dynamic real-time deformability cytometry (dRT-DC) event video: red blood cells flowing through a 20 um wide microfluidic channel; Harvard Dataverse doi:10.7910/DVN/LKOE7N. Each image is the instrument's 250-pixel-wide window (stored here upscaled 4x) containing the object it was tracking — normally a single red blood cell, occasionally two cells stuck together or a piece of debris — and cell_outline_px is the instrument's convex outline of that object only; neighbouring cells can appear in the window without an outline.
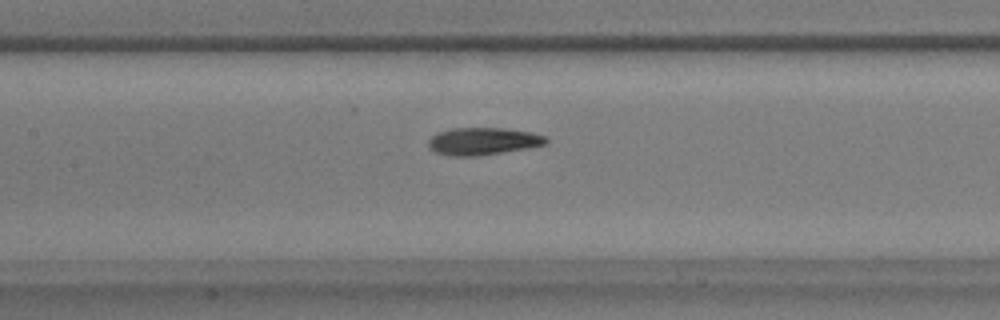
{"species": "common noctule bat (a hibernating species)", "species_latin": "Nyctalus noctula", "temperature_condition": "warm", "stored_images_in_passage": 37, "camera_frame_rate_fps": 3000, "um_per_image_px": 0.085, "animal": {"sex": "male", "body_mass_g": 17.9}, "frame": {"image": 1, "passage_image": 9, "time_ms": 2.667, "image_size_px": [1000, 320], "cell_outline_px": [[548, 144], [476, 156], [452, 156], [436, 152], [428, 148], [428, 140], [436, 132], [452, 128], [504, 128], [528, 132], [544, 136], [548, 140]], "centroid_in_image_um": [40.99, 12.0], "position_along_channel_um": 166.4, "area_um2": 18.55}}
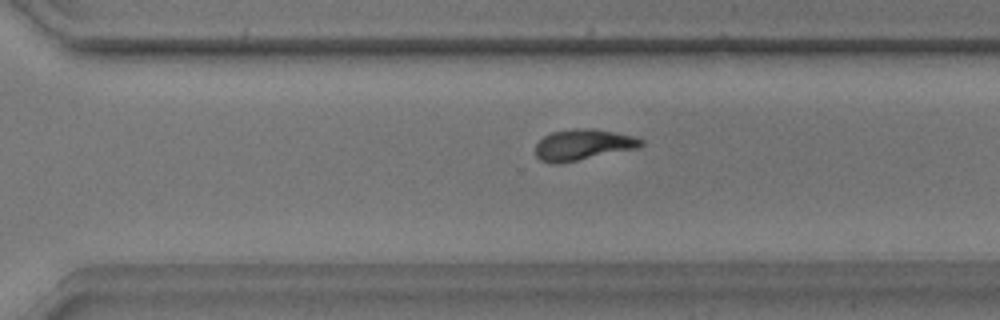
{"frame": {"image": 2, "passage_image": 21, "time_ms": 6.667, "image_size_px": [1000, 320], "cell_outline_px": [[644, 144], [640, 148], [560, 164], [556, 164], [540, 160], [536, 156], [536, 144], [544, 136], [552, 132], [580, 128], [596, 128], [636, 136], [644, 140]], "centroid_in_image_um": [49.62, 12.3], "position_along_channel_um": 321.0, "area_um2": 19.36}}
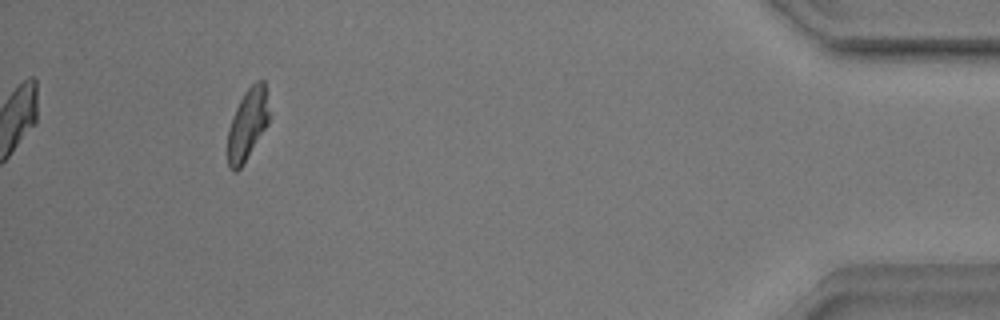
{"frame": {"image": 3, "passage_image": 33, "time_ms": 10.667, "image_size_px": [1000, 320], "cell_outline_px": [[268, 124], [244, 164], [236, 172], [232, 172], [228, 164], [228, 128], [232, 116], [244, 92], [256, 80], [264, 80], [268, 112]], "centroid_in_image_um": [21.02, 10.6], "position_along_channel_um": 414.2, "area_um2": 17.11}, "authors_computed_cell_mechanics": {"area_um2": 18.7272, "velocity_mm_per_s": 3.8791, "shape_relaxation_time_tau1_ms": 3.638, "shape_relaxation_time_tau2_ms": 4.3864, "deformation_change_tau1": 0.1635, "deformation_change_tau2": 0.0912}}